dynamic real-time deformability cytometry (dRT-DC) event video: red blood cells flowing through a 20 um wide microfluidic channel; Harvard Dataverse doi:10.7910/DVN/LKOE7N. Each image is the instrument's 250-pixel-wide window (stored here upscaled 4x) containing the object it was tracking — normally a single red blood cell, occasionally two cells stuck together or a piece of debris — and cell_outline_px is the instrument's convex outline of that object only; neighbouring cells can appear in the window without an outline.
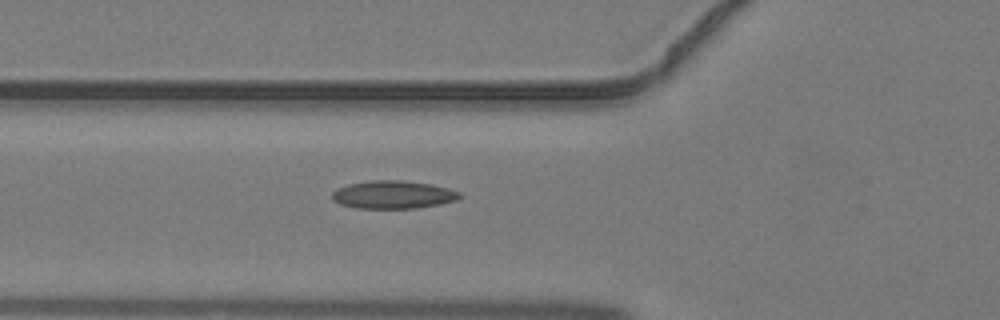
{"species": "common noctule bat (a hibernating species)", "species_latin": "Nyctalus noctula", "temperature_condition": "warm", "stored_images_in_passage": 3, "camera_frame_rate_fps": 3000, "um_per_image_px": 0.085, "animal": {"sex": "male", "body_mass_g": 19.2, "forearm_length_mm": 51.8}, "frame": {"image": 1, "passage_image": 3, "time_ms": 0.667, "image_size_px": [1000, 320], "cell_outline_px": [[464, 196], [456, 200], [440, 204], [416, 208], [356, 208], [340, 204], [332, 200], [332, 192], [336, 188], [348, 184], [372, 180], [400, 180], [432, 184], [448, 188], [460, 192]], "centroid_in_image_um": [33.42, 16.54], "position_along_channel_um": 92.4, "area_um2": 20.92}}